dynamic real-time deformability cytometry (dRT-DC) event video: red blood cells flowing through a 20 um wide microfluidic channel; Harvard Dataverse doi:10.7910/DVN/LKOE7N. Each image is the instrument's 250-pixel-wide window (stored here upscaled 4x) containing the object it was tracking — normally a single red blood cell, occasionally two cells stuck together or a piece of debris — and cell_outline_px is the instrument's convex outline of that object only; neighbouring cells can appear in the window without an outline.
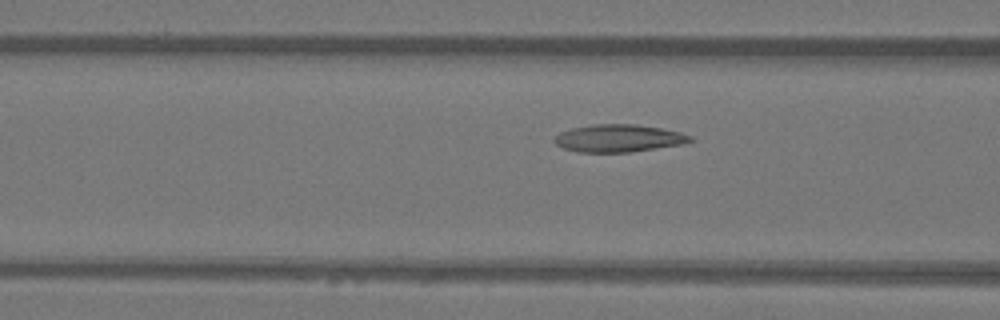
{"species": "Egyptian fruit bat (a non-hibernating species)", "species_latin": "Rousettus aegyptiacus", "temperature_condition": "warm", "stored_images_in_passage": 15, "camera_frame_rate_fps": 3000, "um_per_image_px": 0.085, "animal": {"sex": "female"}, "frame": {"image": 1, "passage_image": 13, "time_ms": 4.0, "image_size_px": [1000, 320], "cell_outline_px": [[696, 140], [684, 144], [632, 152], [576, 152], [564, 148], [556, 144], [552, 140], [560, 132], [572, 128], [592, 124], [636, 124], [660, 128], [680, 132], [692, 136]], "centroid_in_image_um": [52.61, 11.75], "position_along_channel_um": 114.0, "area_um2": 21.96}}